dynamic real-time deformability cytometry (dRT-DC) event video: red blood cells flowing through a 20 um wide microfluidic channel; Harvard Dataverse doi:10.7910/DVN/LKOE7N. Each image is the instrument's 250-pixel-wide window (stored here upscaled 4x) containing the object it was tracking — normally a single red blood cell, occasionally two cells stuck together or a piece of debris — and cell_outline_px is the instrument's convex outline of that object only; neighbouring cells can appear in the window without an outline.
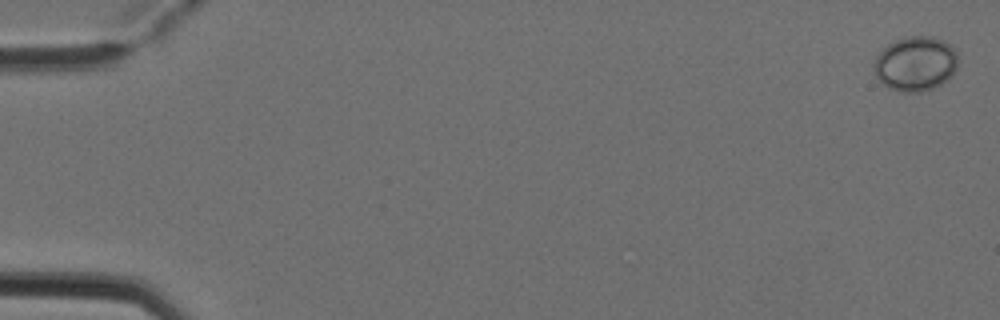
{"species": "Egyptian fruit bat (a non-hibernating species)", "species_latin": "Rousettus aegyptiacus", "temperature_condition": "cold", "stored_images_in_passage": 5, "camera_frame_rate_fps": 3000, "um_per_image_px": 0.085, "animal": {"sex": "female"}, "frame": {"image": 1, "passage_image": 1, "time_ms": 0.0, "image_size_px": [1000, 320], "cell_outline_px": [[956, 68], [952, 76], [948, 80], [932, 88], [920, 92], [900, 92], [888, 88], [876, 76], [872, 68], [872, 64], [876, 56], [888, 44], [904, 36], [932, 36], [944, 40], [956, 48]], "centroid_in_image_um": [77.81, 5.41], "position_along_channel_um": 7.2, "area_um2": 27.05}}
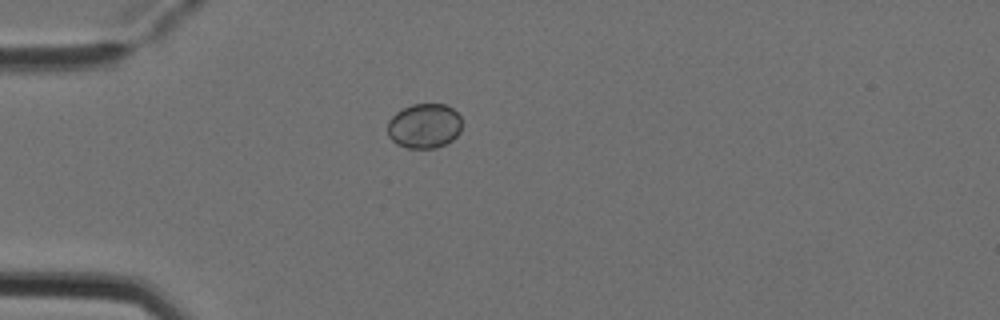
{"frame": {"image": 2, "passage_image": 4, "time_ms": 1.0, "image_size_px": [1000, 320], "cell_outline_px": [[460, 132], [452, 140], [436, 148], [408, 148], [396, 144], [388, 136], [388, 120], [396, 112], [412, 104], [444, 104], [452, 108], [460, 116]], "centroid_in_image_um": [36.05, 10.7], "position_along_channel_um": 49.0, "area_um2": 19.36}}